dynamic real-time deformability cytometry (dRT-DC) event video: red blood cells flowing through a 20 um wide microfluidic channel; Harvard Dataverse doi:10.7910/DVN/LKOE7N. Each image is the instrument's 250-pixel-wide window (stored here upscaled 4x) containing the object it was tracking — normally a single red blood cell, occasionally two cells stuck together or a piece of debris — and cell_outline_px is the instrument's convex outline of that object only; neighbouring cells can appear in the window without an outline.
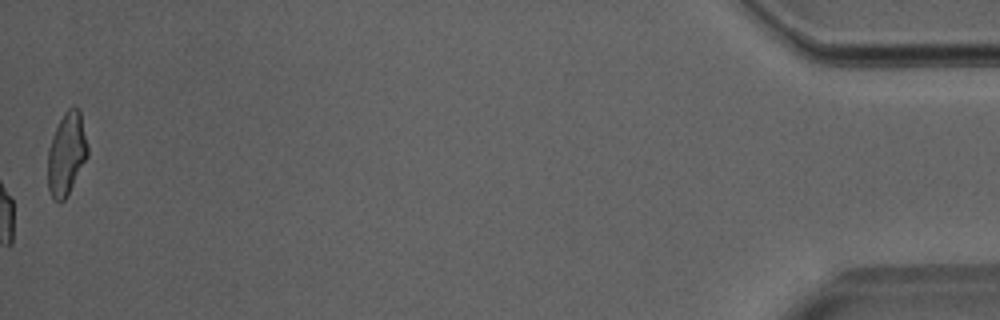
{"species": "Egyptian fruit bat (a non-hibernating species)", "species_latin": "Rousettus aegyptiacus", "temperature_condition": "room temperature", "stored_images_in_passage": 49, "camera_frame_rate_fps": 3000, "um_per_image_px": 0.085, "animal": {"sex": "male"}, "frame": {"image": 1, "passage_image": 49, "time_ms": 16.0, "image_size_px": [1000, 320], "cell_outline_px": [[88, 156], [64, 200], [60, 204], [52, 200], [48, 188], [48, 148], [52, 136], [64, 112], [72, 104], [80, 112], [88, 144]], "centroid_in_image_um": [5.65, 13.09], "position_along_channel_um": 429.6, "area_um2": 19.25}}